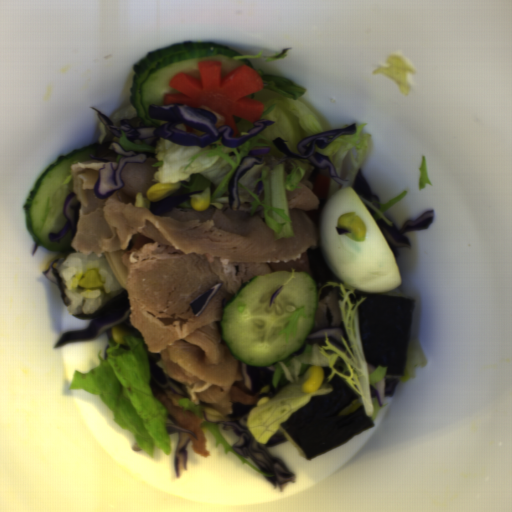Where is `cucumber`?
I'll return each mask as SVG.
<instances>
[{
	"label": "cucumber",
	"mask_w": 512,
	"mask_h": 512,
	"mask_svg": "<svg viewBox=\"0 0 512 512\" xmlns=\"http://www.w3.org/2000/svg\"><path fill=\"white\" fill-rule=\"evenodd\" d=\"M101 149L100 145L93 143L74 149L68 155L59 156L31 188L23 205L26 229L36 244L47 251L72 250L71 230L59 242H51L48 233L60 232L68 222L63 208L66 198L73 193V180L65 184L66 178L71 174L72 164L95 160L90 155L95 156Z\"/></svg>",
	"instance_id": "888e309b"
},
{
	"label": "cucumber",
	"mask_w": 512,
	"mask_h": 512,
	"mask_svg": "<svg viewBox=\"0 0 512 512\" xmlns=\"http://www.w3.org/2000/svg\"><path fill=\"white\" fill-rule=\"evenodd\" d=\"M232 47L206 41L173 43L148 52L134 64L129 101L136 110L138 119L149 126L159 127L167 121L150 117L149 105L164 106L166 94L178 93L170 81L178 73H185L199 79L201 61H221L222 78L233 69L253 64Z\"/></svg>",
	"instance_id": "586b57bf"
},
{
	"label": "cucumber",
	"mask_w": 512,
	"mask_h": 512,
	"mask_svg": "<svg viewBox=\"0 0 512 512\" xmlns=\"http://www.w3.org/2000/svg\"><path fill=\"white\" fill-rule=\"evenodd\" d=\"M255 96H256V92H255V93H252V94H249V95H246L245 97H251V98H254V99H255Z\"/></svg>",
	"instance_id": "2a18db57"
},
{
	"label": "cucumber",
	"mask_w": 512,
	"mask_h": 512,
	"mask_svg": "<svg viewBox=\"0 0 512 512\" xmlns=\"http://www.w3.org/2000/svg\"><path fill=\"white\" fill-rule=\"evenodd\" d=\"M283 290L269 307L271 295ZM316 284L305 272L285 270L261 274L243 284L220 317L221 336L231 355L251 367H267L297 353L305 344L318 312ZM305 307L307 317H299L296 338L289 343L283 330L295 310Z\"/></svg>",
	"instance_id": "8b760119"
}]
</instances>
